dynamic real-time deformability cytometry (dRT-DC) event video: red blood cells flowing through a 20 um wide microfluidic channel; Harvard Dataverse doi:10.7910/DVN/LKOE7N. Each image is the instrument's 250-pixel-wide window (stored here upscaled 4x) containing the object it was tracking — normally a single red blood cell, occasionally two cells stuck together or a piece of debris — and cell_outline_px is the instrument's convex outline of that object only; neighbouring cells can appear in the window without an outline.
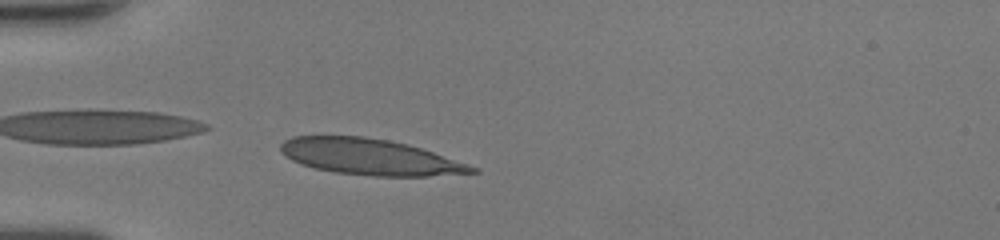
{"species": "human", "species_latin": "Homo sapiens", "temperature_condition": "room temperature", "stored_images_in_passage": 41, "camera_frame_rate_fps": 3000, "um_per_image_px": 0.085, "donor": {"sex": "female"}, "frame": {"image": 1, "passage_image": 7, "time_ms": 2.0, "image_size_px": [1000, 240], "cell_outline_px": [[480, 172], [428, 176], [376, 176], [336, 172], [316, 168], [300, 164], [292, 160], [280, 152], [280, 144], [284, 140], [292, 136], [364, 136], [388, 140], [408, 144], [480, 168]], "centroid_in_image_um": [31.43, 13.33], "position_along_channel_um": 53.6, "area_um2": 40.0}}
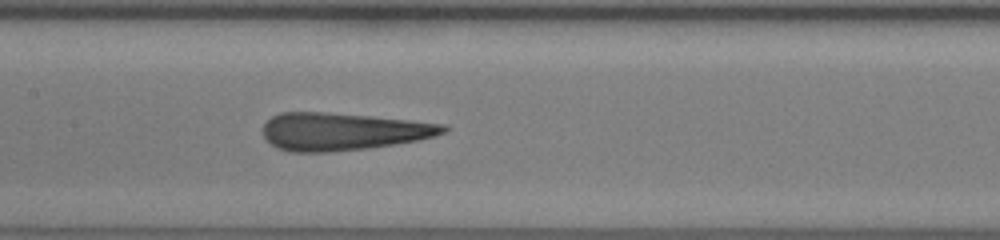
{"frame": {"image": 2, "passage_image": 17, "time_ms": 5.333, "image_size_px": [1000, 240], "cell_outline_px": [[448, 128], [444, 132], [432, 136], [416, 140], [368, 148], [328, 152], [292, 152], [276, 148], [264, 136], [264, 124], [272, 116], [280, 112], [324, 112], [368, 116], [408, 120], [444, 124]], "centroid_in_image_um": [29.08, 11.18], "position_along_channel_um": 178.3, "area_um2": 38.96}}
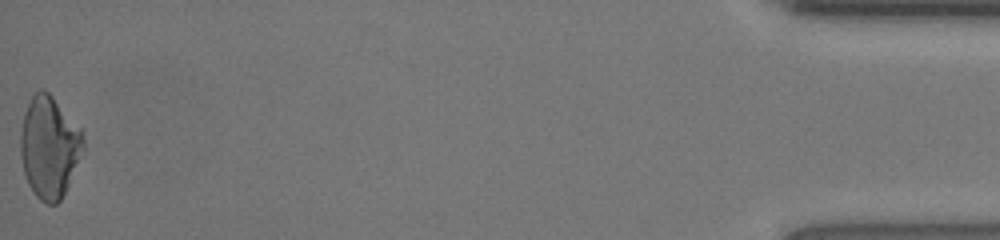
{"frame": {"image": 3, "passage_image": 41, "time_ms": 13.333, "image_size_px": [1000, 240], "cell_outline_px": [[84, 148], [68, 184], [60, 200], [56, 204], [48, 204], [40, 200], [36, 196], [28, 184], [24, 172], [20, 152], [20, 132], [24, 112], [32, 96], [40, 88], [44, 88], [52, 96], [80, 128], [84, 140]], "centroid_in_image_um": [4.17, 12.49], "position_along_channel_um": 431.0, "area_um2": 36.88}, "authors_computed_cell_mechanics": {"area_um2": 39.015, "velocity_mm_per_s": 4.2968, "shape_relaxation_time_tau1_ms": 6.2577, "shape_relaxation_time_tau2_ms": 1.2549, "deformation_change_tau1": 0.2308, "deformation_change_tau2": 0.1228}}